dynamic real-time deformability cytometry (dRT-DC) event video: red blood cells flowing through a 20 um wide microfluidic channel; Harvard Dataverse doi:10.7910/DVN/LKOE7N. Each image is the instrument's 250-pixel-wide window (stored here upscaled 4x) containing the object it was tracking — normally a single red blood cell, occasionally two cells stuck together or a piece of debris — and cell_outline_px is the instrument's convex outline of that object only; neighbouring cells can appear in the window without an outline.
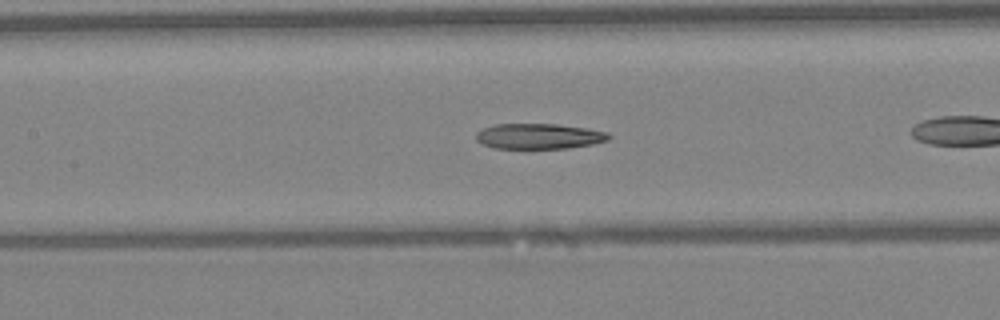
{"species": "Egyptian fruit bat (a non-hibernating species)", "species_latin": "Rousettus aegyptiacus", "temperature_condition": "warm", "stored_images_in_passage": 24, "camera_frame_rate_fps": 3000, "um_per_image_px": 0.085, "animal": {"sex": "female"}, "frame": {"image": 1, "passage_image": 8, "time_ms": 2.333, "image_size_px": [1000, 320], "cell_outline_px": [[612, 136], [608, 140], [592, 144], [568, 148], [492, 148], [476, 140], [476, 132], [484, 128], [496, 124], [556, 124], [588, 128], [608, 132]], "centroid_in_image_um": [45.83, 11.57], "position_along_channel_um": 161.6, "area_um2": 19.65}}
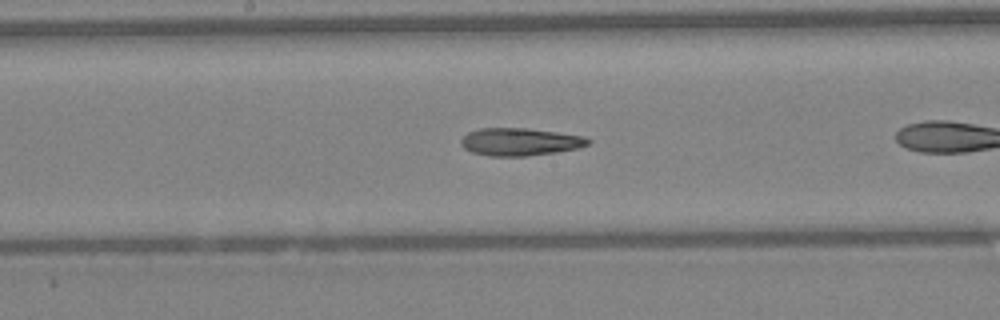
{"frame": {"image": 2, "passage_image": 11, "time_ms": 3.333, "image_size_px": [1000, 320], "cell_outline_px": [[592, 144], [576, 148], [556, 152], [524, 156], [488, 156], [472, 152], [464, 148], [460, 144], [460, 140], [468, 132], [480, 128], [528, 128], [584, 136], [592, 140]], "centroid_in_image_um": [44.2, 12.05], "position_along_channel_um": 204.0, "area_um2": 20.52}}
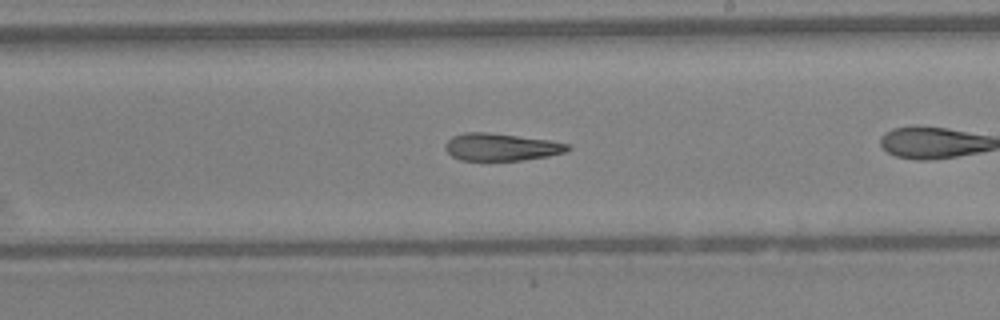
{"frame": {"image": 3, "passage_image": 14, "time_ms": 4.333, "image_size_px": [1000, 320], "cell_outline_px": [[572, 148], [564, 152], [548, 156], [520, 160], [460, 160], [452, 156], [444, 148], [444, 144], [452, 136], [464, 132], [488, 132], [548, 140], [568, 144]], "centroid_in_image_um": [42.55, 12.49], "position_along_channel_um": 246.4, "area_um2": 19.42}}